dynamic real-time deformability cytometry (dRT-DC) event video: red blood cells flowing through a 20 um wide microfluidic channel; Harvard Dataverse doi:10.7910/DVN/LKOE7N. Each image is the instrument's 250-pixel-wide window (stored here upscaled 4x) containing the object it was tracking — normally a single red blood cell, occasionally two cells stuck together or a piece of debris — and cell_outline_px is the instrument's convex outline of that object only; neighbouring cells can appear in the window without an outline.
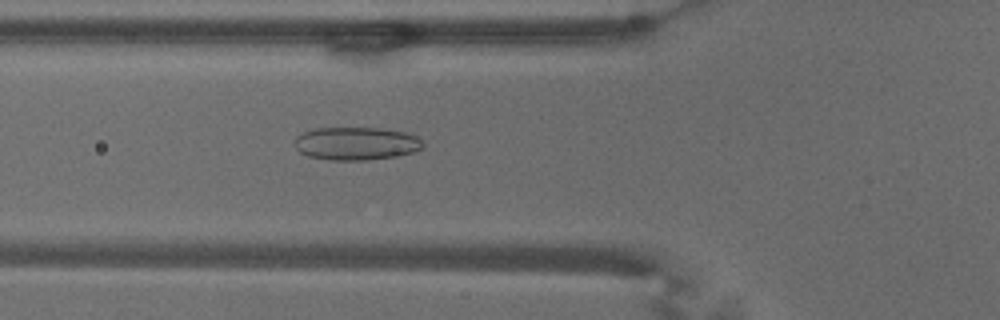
{"species": "common noctule bat (a hibernating species)", "species_latin": "Nyctalus noctula", "temperature_condition": "warm", "stored_images_in_passage": 38, "camera_frame_rate_fps": 3000, "um_per_image_px": 0.085, "animal": {"sex": "male", "body_mass_g": 18.8}, "frame": {"image": 1, "passage_image": 8, "time_ms": 2.333, "image_size_px": [1000, 320], "cell_outline_px": [[424, 144], [420, 148], [412, 152], [400, 156], [364, 160], [328, 160], [308, 156], [300, 152], [296, 148], [296, 136], [312, 128], [380, 128], [404, 132], [416, 136]], "centroid_in_image_um": [30.26, 12.2], "position_along_channel_um": 95.5, "area_um2": 24.62}}
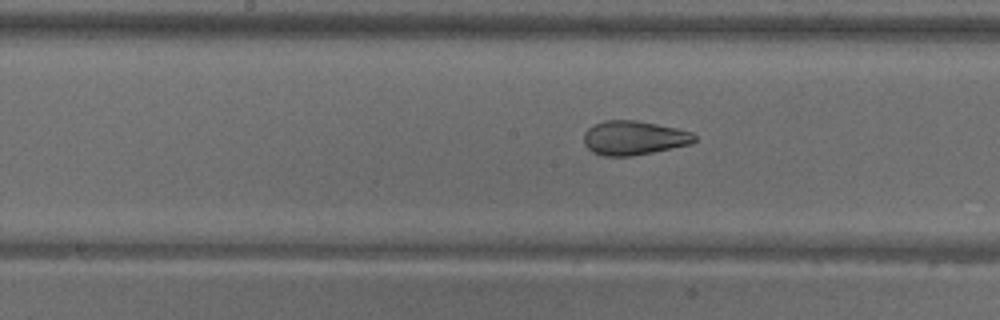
{"frame": {"image": 2, "passage_image": 16, "time_ms": 5.0, "image_size_px": [1000, 320], "cell_outline_px": [[696, 140], [692, 144], [632, 156], [604, 156], [592, 152], [584, 144], [584, 132], [588, 128], [604, 120], [636, 120], [676, 128], [692, 132], [696, 136]], "centroid_in_image_um": [53.88, 11.72], "position_along_channel_um": 194.3, "area_um2": 22.02}}
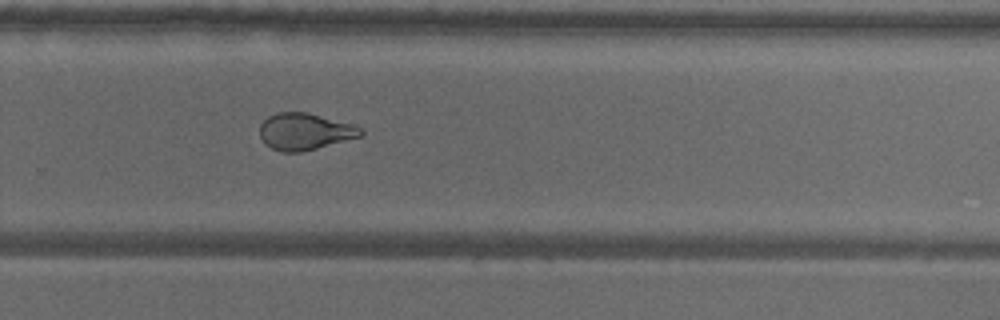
{"frame": {"image": 3, "passage_image": 25, "time_ms": 8.0, "image_size_px": [1000, 320], "cell_outline_px": [[364, 132], [360, 136], [316, 148], [300, 152], [280, 152], [264, 144], [260, 136], [260, 124], [268, 116], [276, 112], [308, 112], [352, 124], [360, 128]], "centroid_in_image_um": [25.86, 11.17], "position_along_channel_um": 303.9, "area_um2": 21.5}, "authors_computed_cell_mechanics": {"area_um2": 22.0218, "velocity_mm_per_s": 3.6689, "shape_relaxation_time_tau1_ms": 10.5022, "shape_relaxation_time_tau2_ms": 1.264, "deformation_change_tau1": 0.2558, "deformation_change_tau2": 0.0712}}